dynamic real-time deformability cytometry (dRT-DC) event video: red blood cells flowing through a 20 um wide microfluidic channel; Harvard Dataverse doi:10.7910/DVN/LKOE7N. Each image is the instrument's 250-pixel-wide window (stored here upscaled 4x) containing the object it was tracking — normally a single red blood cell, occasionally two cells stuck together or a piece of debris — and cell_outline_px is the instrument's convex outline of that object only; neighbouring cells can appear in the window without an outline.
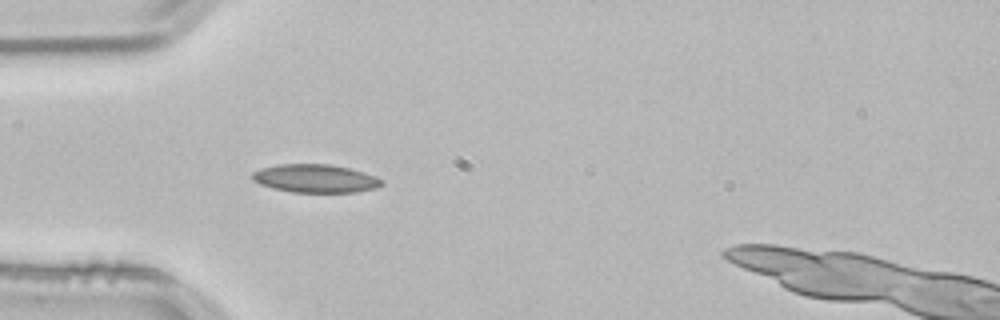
{"species": "common noctule bat (a hibernating species)", "species_latin": "Nyctalus noctula", "temperature_condition": "room temperature", "stored_images_in_passage": 36, "camera_frame_rate_fps": 3000, "um_per_image_px": 0.085, "animal": {"sex": "male", "body_mass_g": 21.5, "forearm_length_mm": 52.0}, "frame": {"image": 1, "passage_image": 1, "time_ms": 0.0, "image_size_px": [1000, 320], "cell_outline_px": [[384, 184], [376, 188], [356, 192], [292, 192], [272, 188], [260, 184], [252, 180], [252, 172], [260, 168], [280, 164], [332, 164], [364, 172], [376, 176], [384, 180]], "centroid_in_image_um": [26.82, 15.17], "position_along_channel_um": 58.2, "area_um2": 21.44}}
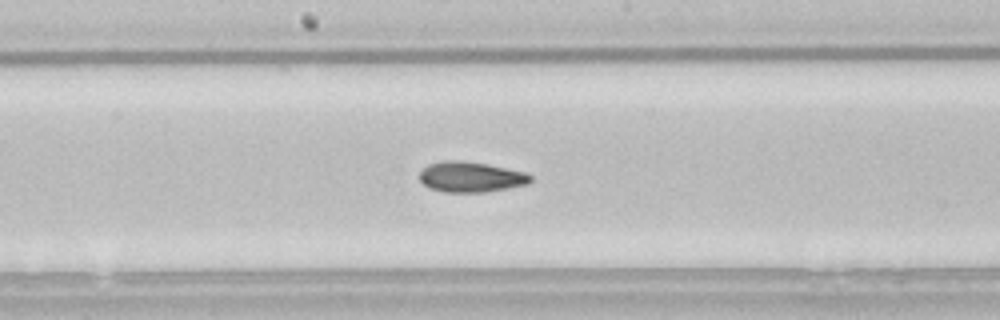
{"frame": {"image": 2, "passage_image": 13, "time_ms": 4.0, "image_size_px": [1000, 320], "cell_outline_px": [[532, 180], [528, 184], [508, 188], [484, 192], [444, 192], [428, 188], [420, 180], [420, 172], [428, 164], [448, 160], [460, 160], [488, 164], [528, 172], [532, 176]], "centroid_in_image_um": [40.05, 15.04], "position_along_channel_um": 208.1, "area_um2": 19.83}}
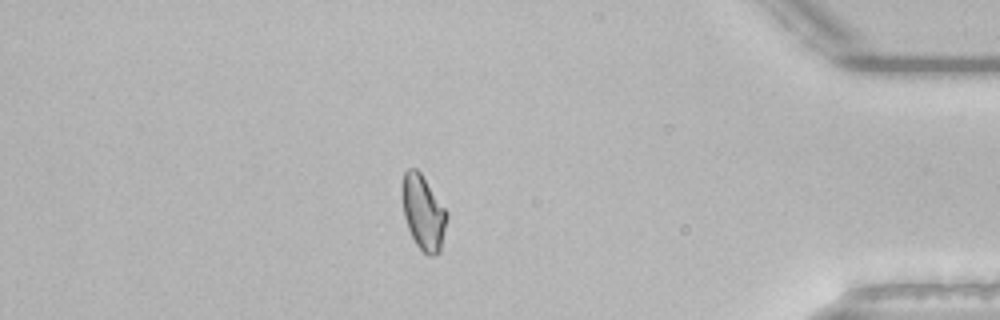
{"frame": {"image": 3, "passage_image": 31, "time_ms": 10.0, "image_size_px": [1000, 320], "cell_outline_px": [[448, 216], [440, 252], [432, 256], [428, 256], [416, 244], [408, 228], [404, 216], [404, 172], [408, 168], [416, 168], [420, 172], [448, 212]], "centroid_in_image_um": [36.02, 18.1], "position_along_channel_um": 399.2, "area_um2": 18.96}}